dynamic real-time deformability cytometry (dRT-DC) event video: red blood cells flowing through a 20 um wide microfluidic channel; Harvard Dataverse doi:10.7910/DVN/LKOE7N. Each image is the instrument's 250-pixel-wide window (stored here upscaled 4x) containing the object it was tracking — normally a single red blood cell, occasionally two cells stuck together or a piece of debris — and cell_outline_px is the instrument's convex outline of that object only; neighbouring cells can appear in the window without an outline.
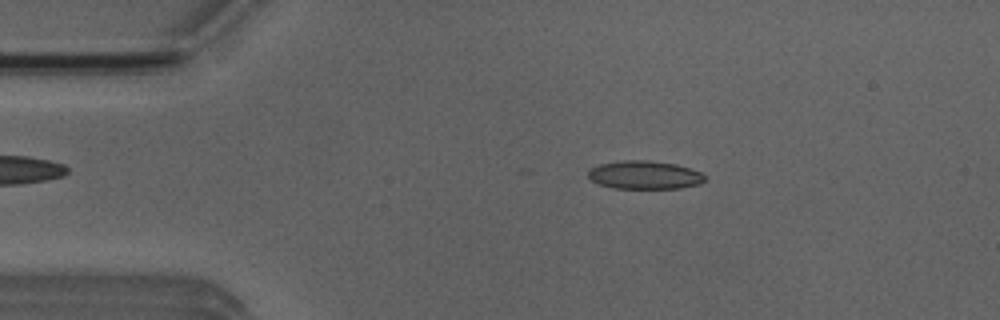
{"species": "Egyptian fruit bat (a non-hibernating species)", "species_latin": "Rousettus aegyptiacus", "temperature_condition": "room temperature", "stored_images_in_passage": 27, "camera_frame_rate_fps": 3000, "um_per_image_px": 0.085, "animal": {"sex": "male"}, "frame": {"image": 1, "passage_image": 8, "time_ms": 2.333, "image_size_px": [1000, 320], "cell_outline_px": [[704, 180], [700, 184], [680, 188], [612, 188], [600, 184], [592, 180], [588, 176], [588, 172], [592, 168], [600, 164], [620, 160], [648, 160], [676, 164], [700, 172], [704, 176]], "centroid_in_image_um": [54.78, 14.87], "position_along_channel_um": 30.2, "area_um2": 19.07}}